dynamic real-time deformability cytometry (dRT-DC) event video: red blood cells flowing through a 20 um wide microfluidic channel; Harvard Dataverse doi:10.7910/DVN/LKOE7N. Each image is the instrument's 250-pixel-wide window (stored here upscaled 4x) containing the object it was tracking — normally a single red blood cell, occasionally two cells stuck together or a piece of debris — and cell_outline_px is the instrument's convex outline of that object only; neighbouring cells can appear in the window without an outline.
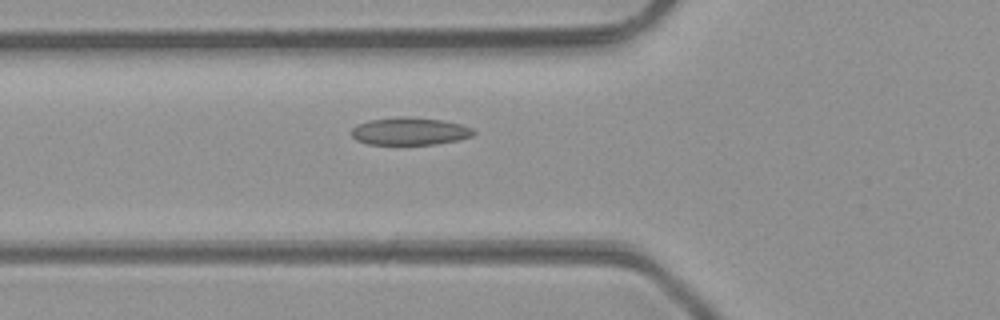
{"species": "common noctule bat (a hibernating species)", "species_latin": "Nyctalus noctula", "temperature_condition": "room temperature", "stored_images_in_passage": 49, "camera_frame_rate_fps": 3000, "um_per_image_px": 0.085, "animal": {"sex": "male", "body_mass_g": 23.1, "forearm_length_mm": 52.7}, "frame": {"image": 1, "passage_image": 18, "time_ms": 5.667, "image_size_px": [1000, 320], "cell_outline_px": [[476, 132], [472, 136], [456, 140], [436, 144], [368, 144], [356, 140], [352, 136], [352, 128], [356, 124], [368, 120], [400, 116], [440, 120], [460, 124], [472, 128]], "centroid_in_image_um": [34.79, 11.15], "position_along_channel_um": 91.0, "area_um2": 19.48}}
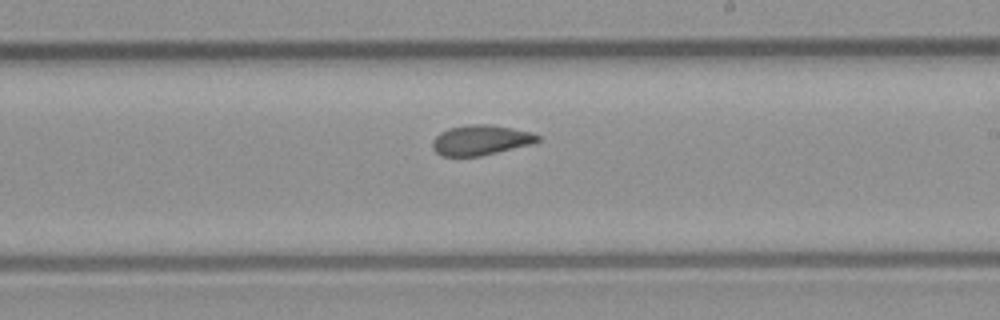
{"frame": {"image": 2, "passage_image": 29, "time_ms": 9.333, "image_size_px": [1000, 320], "cell_outline_px": [[540, 140], [528, 144], [480, 156], [440, 156], [432, 148], [432, 140], [440, 132], [448, 128], [468, 124], [492, 124], [532, 132], [540, 136]], "centroid_in_image_um": [40.81, 11.89], "position_along_channel_um": 248.2, "area_um2": 18.38}}
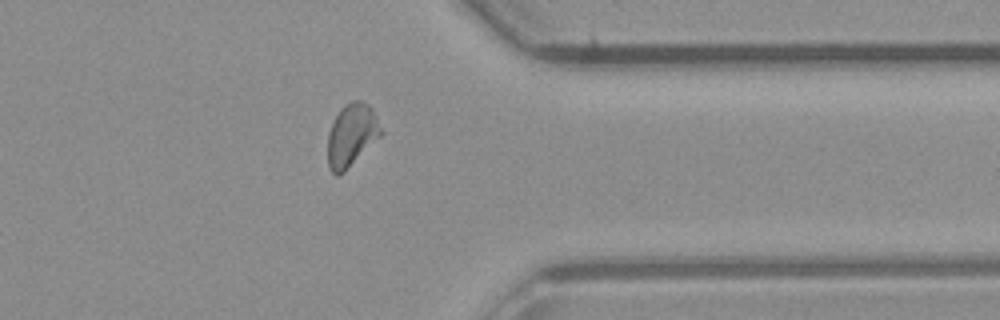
{"frame": {"image": 3, "passage_image": 39, "time_ms": 12.667, "image_size_px": [1000, 320], "cell_outline_px": [[384, 132], [340, 176], [336, 176], [328, 168], [328, 132], [340, 108], [344, 104], [352, 100], [360, 100], [368, 104], [372, 108]], "centroid_in_image_um": [29.88, 11.48], "position_along_channel_um": 381.5, "area_um2": 19.48}, "authors_computed_cell_mechanics": {"area_um2": 19.4786, "velocity_mm_per_s": 4.2642, "shape_relaxation_time_tau1_ms": null, "shape_relaxation_time_tau2_ms": 1.4244, "deformation_change_tau1": null, "deformation_change_tau2": 0.0758}}